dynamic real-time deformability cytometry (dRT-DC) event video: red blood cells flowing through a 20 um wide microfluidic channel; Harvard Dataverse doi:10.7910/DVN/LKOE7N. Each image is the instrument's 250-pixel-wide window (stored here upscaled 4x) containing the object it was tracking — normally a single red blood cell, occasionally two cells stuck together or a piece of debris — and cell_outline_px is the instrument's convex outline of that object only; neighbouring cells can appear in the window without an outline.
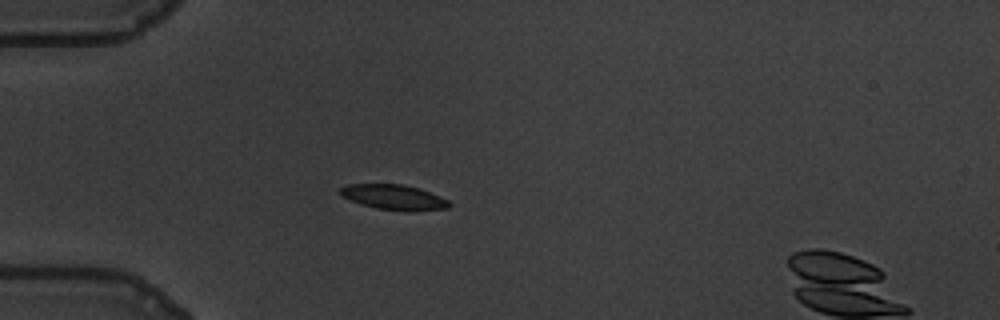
{"species": "common noctule bat (a hibernating species)", "species_latin": "Nyctalus noctula", "temperature_condition": "warm", "stored_images_in_passage": 44, "camera_frame_rate_fps": 3000, "um_per_image_px": 0.085, "animal": {"sex": "male", "body_mass_g": 19.5, "forearm_length_mm": 54.6}, "frame": {"image": 1, "passage_image": 2, "time_ms": 0.333, "image_size_px": [1000, 320], "cell_outline_px": [[452, 204], [448, 208], [376, 208], [340, 196], [340, 188], [348, 184], [404, 184], [420, 188], [440, 196], [448, 200]], "centroid_in_image_um": [33.43, 16.69], "position_along_channel_um": 51.6, "area_um2": 14.97}}
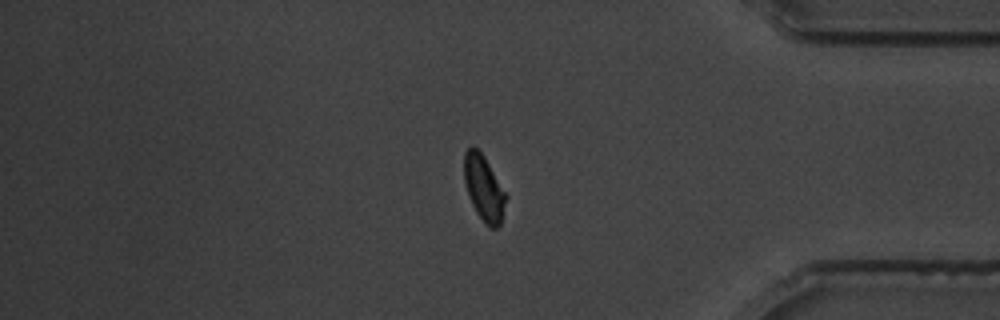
{"frame": {"image": 2, "passage_image": 35, "time_ms": 11.333, "image_size_px": [1000, 320], "cell_outline_px": [[508, 196], [500, 224], [496, 228], [492, 228], [476, 212], [468, 196], [464, 180], [464, 152], [472, 144], [484, 156]], "centroid_in_image_um": [41.12, 15.95], "position_along_channel_um": 394.1, "area_um2": 15.84}}
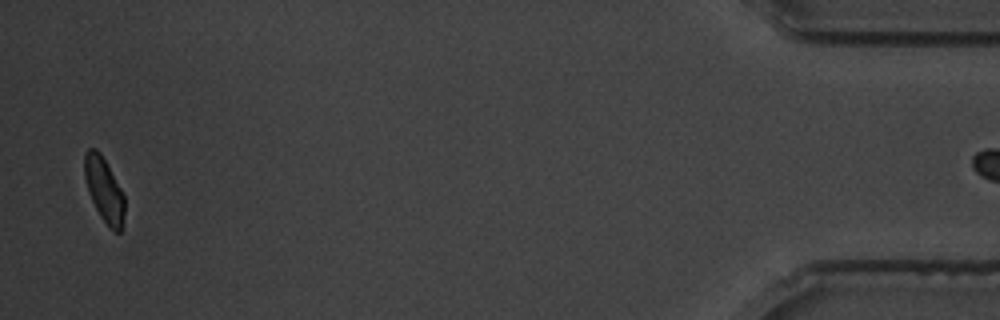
{"frame": {"image": 3, "passage_image": 43, "time_ms": 14.0, "image_size_px": [1000, 320], "cell_outline_px": [[124, 220], [120, 232], [112, 232], [108, 228], [100, 216], [88, 192], [84, 176], [84, 152], [88, 148], [96, 148], [100, 152], [120, 188], [124, 196]], "centroid_in_image_um": [8.83, 16.15], "position_along_channel_um": 426.4, "area_um2": 15.09}}